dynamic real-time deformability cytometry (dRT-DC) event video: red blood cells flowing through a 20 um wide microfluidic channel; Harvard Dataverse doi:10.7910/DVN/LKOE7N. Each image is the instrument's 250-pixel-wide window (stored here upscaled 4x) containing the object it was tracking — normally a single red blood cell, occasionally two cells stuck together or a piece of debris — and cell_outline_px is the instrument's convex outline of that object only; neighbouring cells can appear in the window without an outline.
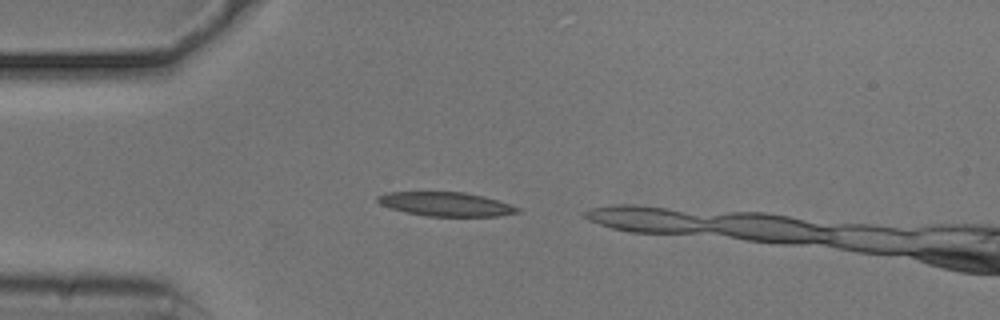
{"species": "common noctule bat (a hibernating species)", "species_latin": "Nyctalus noctula", "temperature_condition": "cold", "stored_images_in_passage": 6, "camera_frame_rate_fps": 3000, "um_per_image_px": 0.085, "animal": {"sex": "male", "body_mass_g": 20.5, "forearm_length_mm": 52.5}, "frame": {"image": 1, "passage_image": 1, "time_ms": 0.0, "image_size_px": [1000, 320], "cell_outline_px": [[520, 212], [496, 216], [428, 216], [408, 212], [392, 208], [380, 204], [376, 200], [376, 196], [388, 192], [464, 192], [484, 196], [520, 208]], "centroid_in_image_um": [37.89, 17.34], "position_along_channel_um": 47.1, "area_um2": 19.31}}
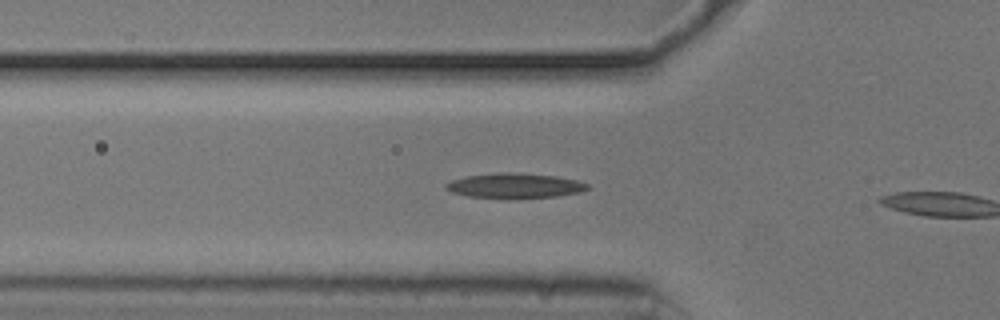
{"frame": {"image": 2, "passage_image": 5, "time_ms": 1.333, "image_size_px": [1000, 320], "cell_outline_px": [[588, 188], [580, 192], [556, 196], [468, 196], [452, 192], [444, 188], [444, 184], [452, 180], [468, 176], [500, 172], [508, 172], [556, 176], [576, 180], [588, 184]], "centroid_in_image_um": [43.74, 15.74], "position_along_channel_um": 82.1, "area_um2": 19.54}}